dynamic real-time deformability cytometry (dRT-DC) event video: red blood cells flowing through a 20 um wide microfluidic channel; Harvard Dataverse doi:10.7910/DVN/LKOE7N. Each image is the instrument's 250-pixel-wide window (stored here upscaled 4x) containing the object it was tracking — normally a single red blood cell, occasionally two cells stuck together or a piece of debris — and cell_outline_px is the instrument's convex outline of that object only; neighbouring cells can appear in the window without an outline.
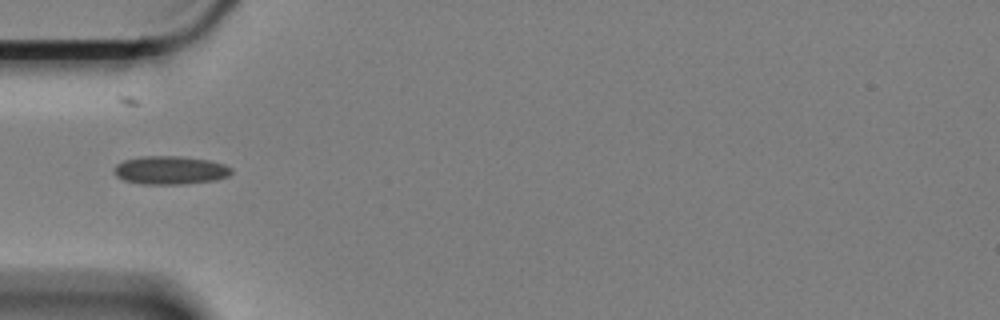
{"species": "Egyptian fruit bat (a non-hibernating species)", "species_latin": "Rousettus aegyptiacus", "temperature_condition": "cold", "stored_images_in_passage": 26, "camera_frame_rate_fps": 3000, "um_per_image_px": 0.085, "animal": {"sex": "female"}, "frame": {"image": 1, "passage_image": 1, "time_ms": 0.0, "image_size_px": [1000, 320], "cell_outline_px": [[232, 172], [228, 176], [216, 180], [184, 184], [140, 184], [124, 180], [116, 176], [112, 168], [116, 164], [124, 160], [144, 156], [180, 156], [208, 160], [224, 164], [232, 168]], "centroid_in_image_um": [14.45, 14.47], "position_along_channel_um": 70.5, "area_um2": 19.48}}
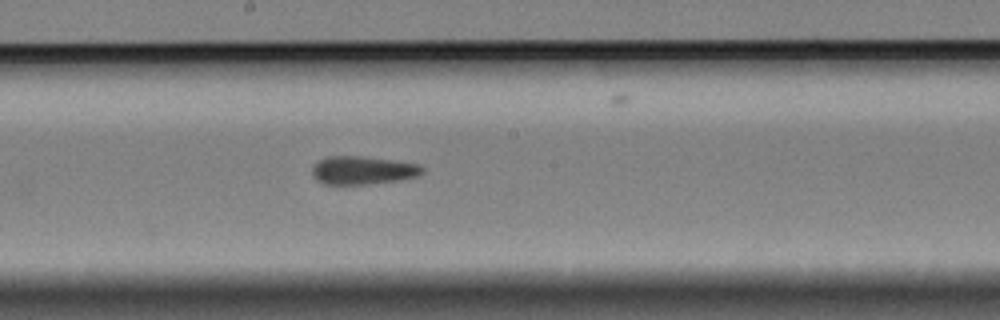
{"frame": {"image": 2, "passage_image": 14, "time_ms": 4.333, "image_size_px": [1000, 320], "cell_outline_px": [[424, 172], [420, 176], [400, 180], [368, 184], [324, 184], [316, 180], [312, 176], [312, 168], [320, 160], [328, 156], [360, 156], [392, 160], [420, 164], [424, 168]], "centroid_in_image_um": [30.87, 14.48], "position_along_channel_um": 217.3, "area_um2": 18.21}}
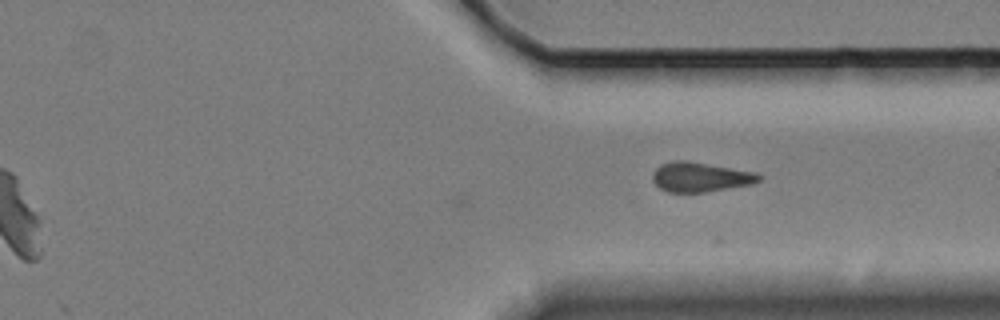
{"frame": {"image": 3, "passage_image": 26, "time_ms": 8.333, "image_size_px": [1000, 320], "cell_outline_px": [[764, 176], [760, 180], [752, 184], [704, 192], [668, 192], [660, 188], [652, 180], [652, 176], [656, 168], [660, 164], [676, 160], [684, 160], [756, 172]], "centroid_in_image_um": [59.53, 15.04], "position_along_channel_um": 351.9, "area_um2": 18.26}}